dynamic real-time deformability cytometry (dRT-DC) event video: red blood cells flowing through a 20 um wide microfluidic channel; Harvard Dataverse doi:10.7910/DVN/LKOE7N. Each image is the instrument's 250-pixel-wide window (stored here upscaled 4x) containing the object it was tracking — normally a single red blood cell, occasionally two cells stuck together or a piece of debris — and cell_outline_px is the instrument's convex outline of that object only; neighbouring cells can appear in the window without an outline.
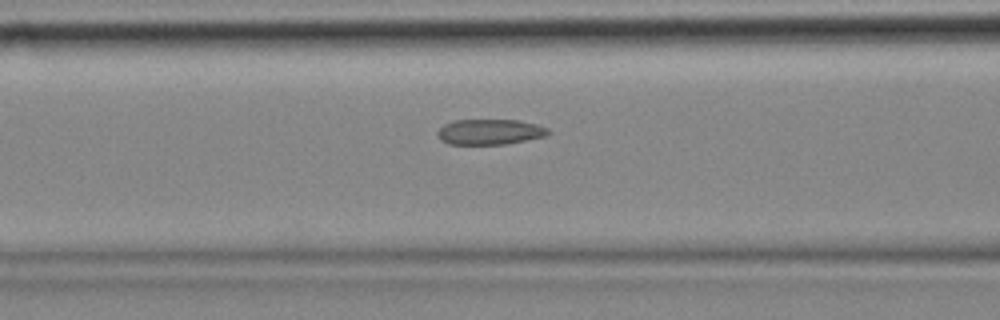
{"species": "common noctule bat (a hibernating species)", "species_latin": "Nyctalus noctula", "temperature_condition": "cold", "stored_images_in_passage": 28, "camera_frame_rate_fps": 3000, "um_per_image_px": 0.085, "animal": {"sex": "female", "body_mass_g": 18.4}, "frame": {"image": 1, "passage_image": 23, "time_ms": 7.333, "image_size_px": [1000, 320], "cell_outline_px": [[552, 132], [548, 136], [508, 144], [448, 144], [440, 140], [436, 132], [444, 124], [456, 120], [520, 120], [536, 124], [548, 128]], "centroid_in_image_um": [41.68, 11.21], "position_along_channel_um": 124.9, "area_um2": 16.65}}